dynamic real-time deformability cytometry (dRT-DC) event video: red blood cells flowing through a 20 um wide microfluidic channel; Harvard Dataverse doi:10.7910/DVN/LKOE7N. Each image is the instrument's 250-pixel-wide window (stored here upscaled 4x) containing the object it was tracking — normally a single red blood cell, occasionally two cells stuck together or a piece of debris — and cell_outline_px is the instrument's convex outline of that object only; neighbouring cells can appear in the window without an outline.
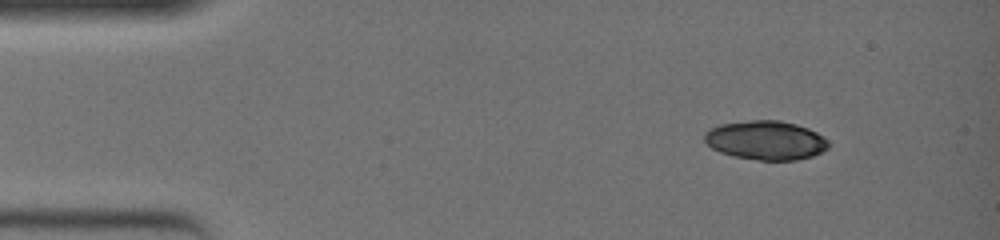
{"species": "common noctule bat (a hibernating species)", "species_latin": "Nyctalus noctula", "temperature_condition": "warm", "stored_images_in_passage": 45, "camera_frame_rate_fps": 3000, "um_per_image_px": 0.085, "animal": {"sex": "female", "body_mass_g": 19.0, "forearm_length_mm": 51.5}, "frame": {"image": 1, "passage_image": 1, "time_ms": 0.0, "image_size_px": [1000, 240], "cell_outline_px": [[828, 148], [812, 156], [796, 160], [760, 160], [732, 156], [720, 152], [712, 148], [704, 140], [704, 132], [720, 124], [752, 120], [780, 120], [796, 124], [808, 128], [824, 136], [828, 140]], "centroid_in_image_um": [65.09, 11.92], "position_along_channel_um": 19.9, "area_um2": 28.21}}